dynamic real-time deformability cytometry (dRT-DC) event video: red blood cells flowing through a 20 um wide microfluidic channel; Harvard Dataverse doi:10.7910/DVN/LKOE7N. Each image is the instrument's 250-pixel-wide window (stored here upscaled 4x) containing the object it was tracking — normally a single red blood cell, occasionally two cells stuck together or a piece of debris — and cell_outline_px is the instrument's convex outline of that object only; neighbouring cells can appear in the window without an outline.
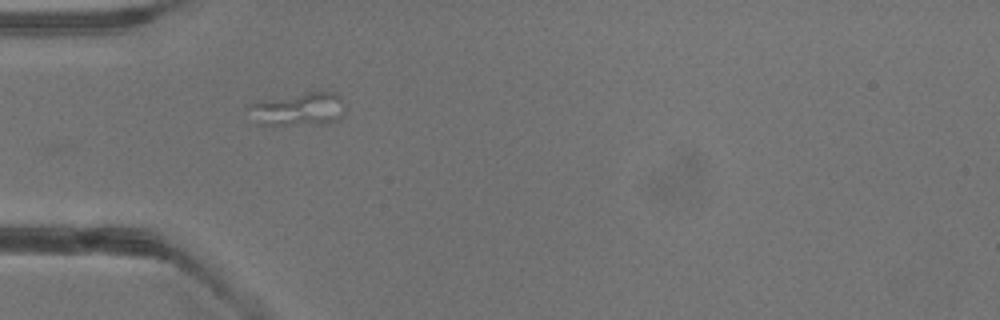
{"species": "common noctule bat (a hibernating species)", "species_latin": "Nyctalus noctula", "temperature_condition": "warm", "stored_images_in_passage": 6, "camera_frame_rate_fps": 3000, "um_per_image_px": 0.085, "animal": {"sex": "male", "body_mass_g": 13.3}, "frame": {"image": 1, "passage_image": 6, "time_ms": 7.0, "image_size_px": [1000, 320], "cell_outline_px": [[344, 112], [340, 120], [324, 124], [256, 124], [252, 104], [264, 100], [304, 92], [336, 92], [340, 96], [344, 104]], "centroid_in_image_um": [25.52, 9.27], "position_along_channel_um": 59.5, "area_um2": 18.21}}